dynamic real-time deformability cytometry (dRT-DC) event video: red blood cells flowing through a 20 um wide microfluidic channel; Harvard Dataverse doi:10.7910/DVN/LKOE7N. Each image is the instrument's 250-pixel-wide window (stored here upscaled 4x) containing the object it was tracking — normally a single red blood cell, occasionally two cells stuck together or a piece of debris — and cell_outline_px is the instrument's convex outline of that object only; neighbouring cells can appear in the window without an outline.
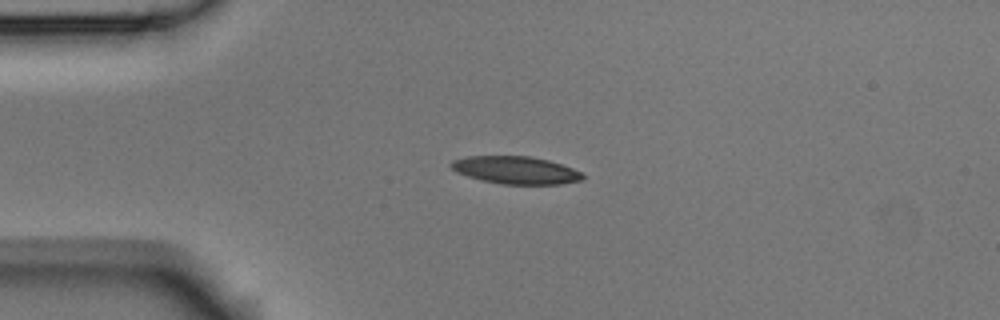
{"species": "Egyptian fruit bat (a non-hibernating species)", "species_latin": "Rousettus aegyptiacus", "temperature_condition": "room temperature", "stored_images_in_passage": 8, "camera_frame_rate_fps": 3000, "um_per_image_px": 0.085, "animal": {"sex": "male"}, "frame": {"image": 1, "passage_image": 2, "time_ms": 0.333, "image_size_px": [1000, 320], "cell_outline_px": [[584, 176], [580, 180], [560, 184], [504, 184], [484, 180], [468, 176], [456, 172], [452, 168], [452, 160], [468, 156], [532, 156], [548, 160], [572, 168], [580, 172]], "centroid_in_image_um": [43.83, 14.45], "position_along_channel_um": 41.2, "area_um2": 20.81}}
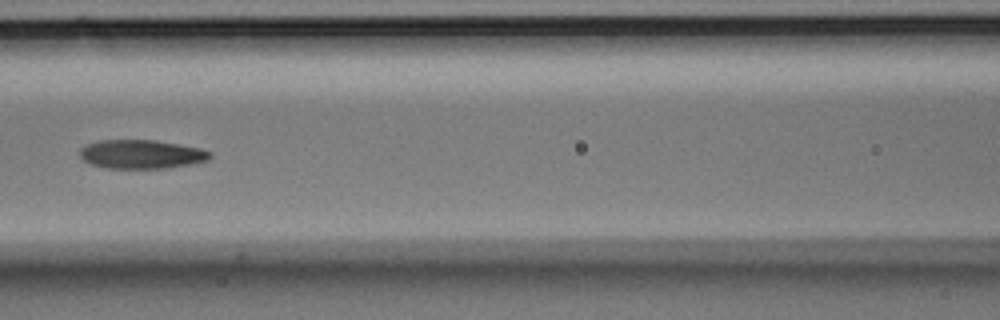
{"frame": {"image": 2, "passage_image": 5, "time_ms": 1.333, "image_size_px": [1000, 320], "cell_outline_px": [[212, 156], [208, 160], [168, 168], [108, 168], [92, 164], [84, 160], [80, 156], [80, 148], [88, 144], [100, 140], [156, 140], [200, 148], [212, 152]], "centroid_in_image_um": [12.03, 13.1], "position_along_channel_um": 154.6, "area_um2": 21.73}}
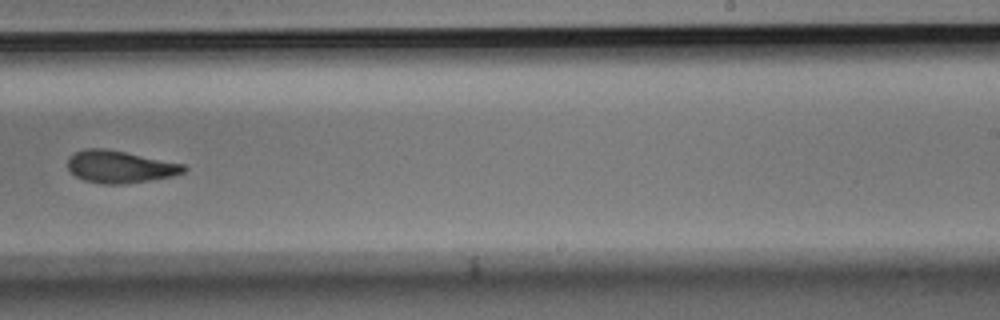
{"frame": {"image": 3, "passage_image": 8, "time_ms": 2.333, "image_size_px": [1000, 320], "cell_outline_px": [[188, 168], [184, 172], [172, 176], [148, 180], [120, 184], [104, 184], [84, 180], [76, 176], [68, 168], [68, 156], [84, 148], [104, 148], [184, 164]], "centroid_in_image_um": [10.17, 14.17], "position_along_channel_um": 278.8, "area_um2": 21.56}}